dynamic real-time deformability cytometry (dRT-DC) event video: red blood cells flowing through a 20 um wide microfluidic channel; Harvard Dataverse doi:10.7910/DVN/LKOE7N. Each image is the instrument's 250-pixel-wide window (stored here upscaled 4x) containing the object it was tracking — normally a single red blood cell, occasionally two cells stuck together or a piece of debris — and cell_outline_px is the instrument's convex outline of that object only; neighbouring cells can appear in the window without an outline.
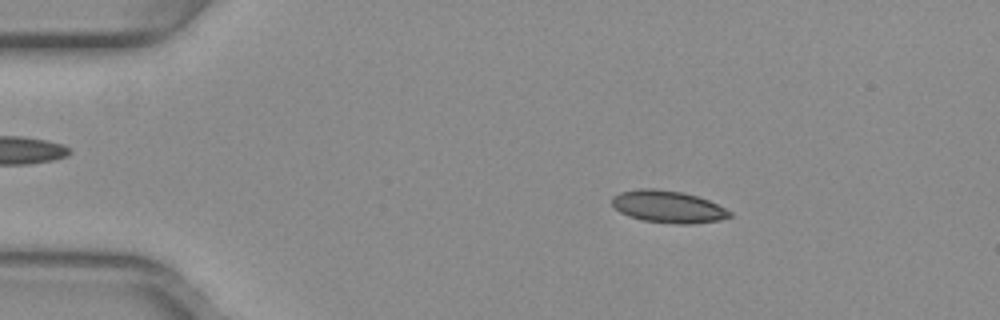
{"species": "common noctule bat (a hibernating species)", "species_latin": "Nyctalus noctula", "temperature_condition": "warm", "stored_images_in_passage": 52, "camera_frame_rate_fps": 3000, "um_per_image_px": 0.085, "animal": {"sex": "female", "body_mass_g": 29.2, "forearm_length_mm": 56.3}, "frame": {"image": 1, "passage_image": 9, "time_ms": 2.667, "image_size_px": [1000, 320], "cell_outline_px": [[732, 216], [720, 220], [692, 224], [676, 224], [644, 220], [620, 212], [612, 204], [612, 196], [620, 192], [640, 188], [656, 188], [684, 192], [708, 200], [732, 212]], "centroid_in_image_um": [56.79, 17.56], "position_along_channel_um": 28.2, "area_um2": 21.96}}
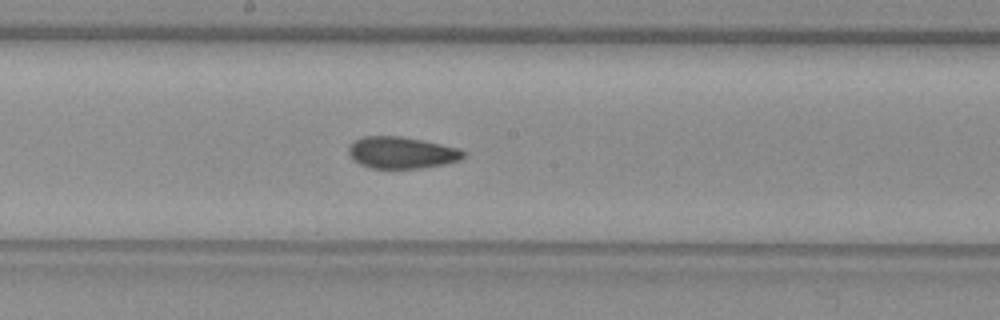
{"frame": {"image": 2, "passage_image": 28, "time_ms": 9.0, "image_size_px": [1000, 320], "cell_outline_px": [[464, 156], [460, 160], [444, 164], [420, 168], [372, 168], [360, 164], [348, 152], [348, 144], [364, 136], [400, 136], [460, 148], [464, 152]], "centroid_in_image_um": [34.14, 12.97], "position_along_channel_um": 214.1, "area_um2": 20.98}}
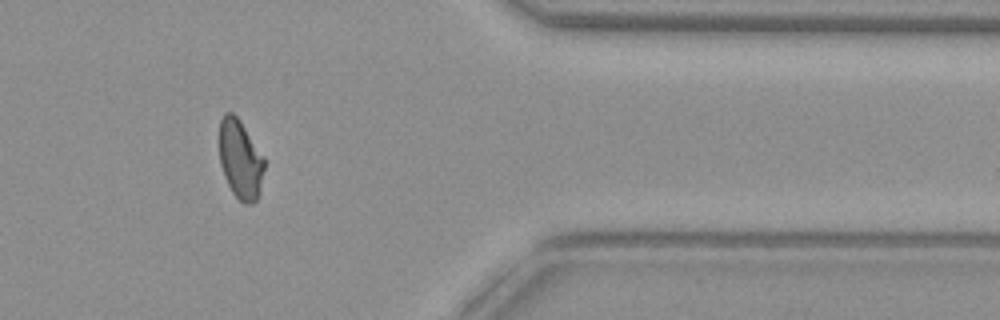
{"frame": {"image": 3, "passage_image": 43, "time_ms": 14.0, "image_size_px": [1000, 320], "cell_outline_px": [[264, 168], [260, 192], [256, 200], [252, 204], [244, 204], [232, 192], [224, 176], [220, 164], [220, 120], [224, 112], [232, 112], [240, 120], [264, 156]], "centroid_in_image_um": [20.43, 13.55], "position_along_channel_um": 391.0, "area_um2": 20.75}, "authors_computed_cell_mechanics": {"area_um2": 21.386, "velocity_mm_per_s": 3.9813, "shape_relaxation_time_tau1_ms": null, "shape_relaxation_time_tau2_ms": 1.7995, "deformation_change_tau1": null, "deformation_change_tau2": 0.0747}}